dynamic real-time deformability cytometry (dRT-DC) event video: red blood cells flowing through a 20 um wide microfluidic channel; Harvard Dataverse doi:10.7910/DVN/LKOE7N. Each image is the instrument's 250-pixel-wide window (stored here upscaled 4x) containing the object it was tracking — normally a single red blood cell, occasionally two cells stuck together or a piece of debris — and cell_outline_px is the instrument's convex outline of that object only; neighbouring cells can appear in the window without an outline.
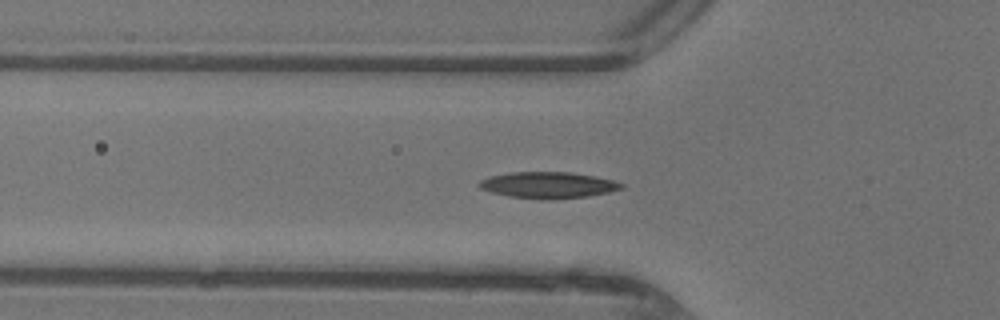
{"species": "common noctule bat (a hibernating species)", "species_latin": "Nyctalus noctula", "temperature_condition": "warm", "stored_images_in_passage": 47, "camera_frame_rate_fps": 3000, "um_per_image_px": 0.085, "animal": {"sex": "female"}, "frame": {"image": 1, "passage_image": 16, "time_ms": 5.0, "image_size_px": [1000, 320], "cell_outline_px": [[624, 188], [608, 192], [588, 196], [552, 200], [548, 200], [508, 196], [492, 192], [480, 188], [480, 180], [488, 176], [512, 172], [572, 172], [612, 180], [624, 184]], "centroid_in_image_um": [46.59, 15.73], "position_along_channel_um": 79.2, "area_um2": 21.73}}
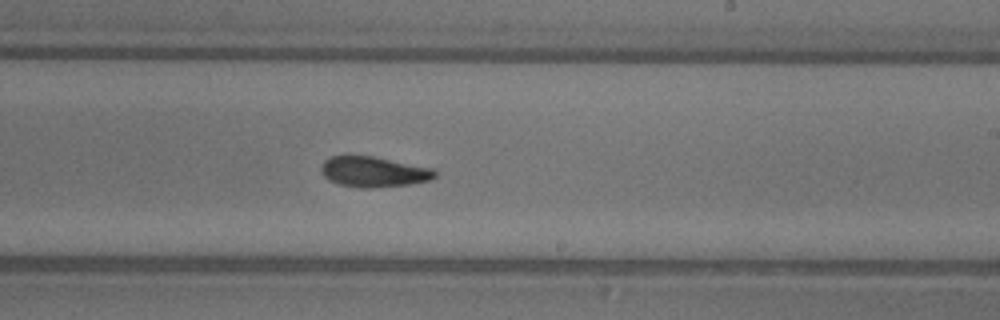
{"frame": {"image": 2, "passage_image": 28, "time_ms": 9.0, "image_size_px": [1000, 320], "cell_outline_px": [[436, 176], [428, 180], [408, 184], [372, 188], [360, 188], [340, 184], [328, 180], [320, 172], [320, 164], [328, 156], [372, 156], [436, 168]], "centroid_in_image_um": [31.73, 14.59], "position_along_channel_um": 257.3, "area_um2": 20.35}}
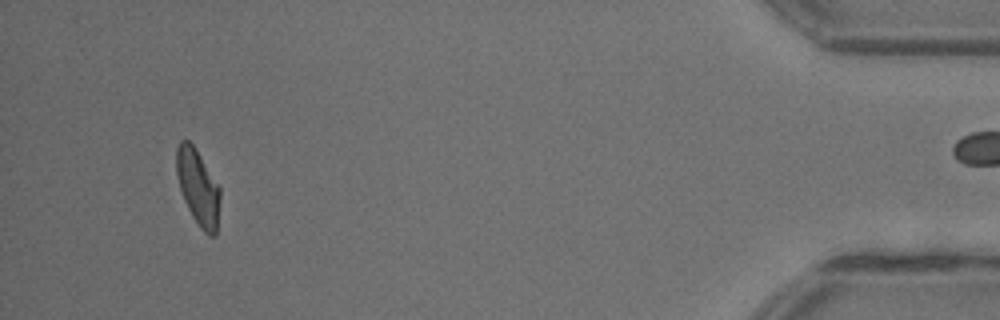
{"frame": {"image": 3, "passage_image": 44, "time_ms": 14.333, "image_size_px": [1000, 320], "cell_outline_px": [[220, 196], [216, 236], [208, 236], [200, 228], [192, 216], [184, 200], [180, 188], [176, 172], [176, 148], [180, 140], [188, 140], [192, 144], [220, 188]], "centroid_in_image_um": [16.82, 15.95], "position_along_channel_um": 418.4, "area_um2": 19.02}}